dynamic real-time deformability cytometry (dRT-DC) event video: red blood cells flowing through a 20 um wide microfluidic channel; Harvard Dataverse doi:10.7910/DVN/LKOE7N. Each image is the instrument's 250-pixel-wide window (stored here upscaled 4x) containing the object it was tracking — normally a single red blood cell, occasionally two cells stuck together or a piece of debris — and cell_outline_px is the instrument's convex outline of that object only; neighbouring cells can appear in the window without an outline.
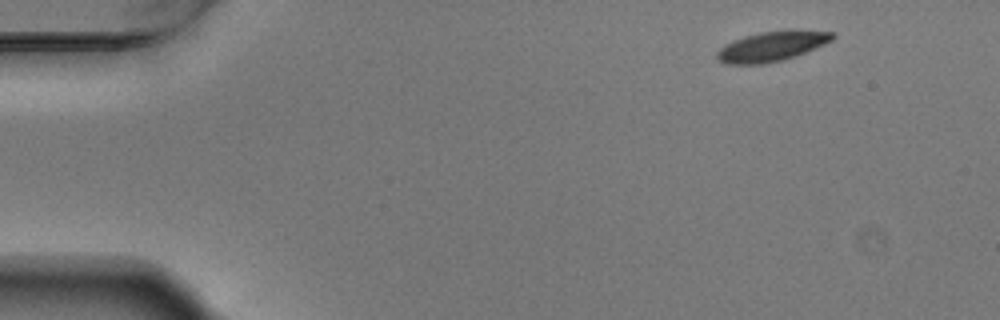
{"species": "Egyptian fruit bat (a non-hibernating species)", "species_latin": "Rousettus aegyptiacus", "temperature_condition": "warm", "stored_images_in_passage": 4, "camera_frame_rate_fps": 3000, "um_per_image_px": 0.085, "animal": {"sex": "male"}, "frame": {"image": 1, "passage_image": 1, "time_ms": 0.0, "image_size_px": [1000, 320], "cell_outline_px": [[836, 36], [832, 40], [824, 44], [804, 52], [780, 60], [760, 64], [728, 64], [720, 60], [716, 56], [716, 52], [724, 44], [732, 40], [744, 36], [760, 32], [836, 32]], "centroid_in_image_um": [65.51, 3.96], "position_along_channel_um": 19.5, "area_um2": 19.19}}
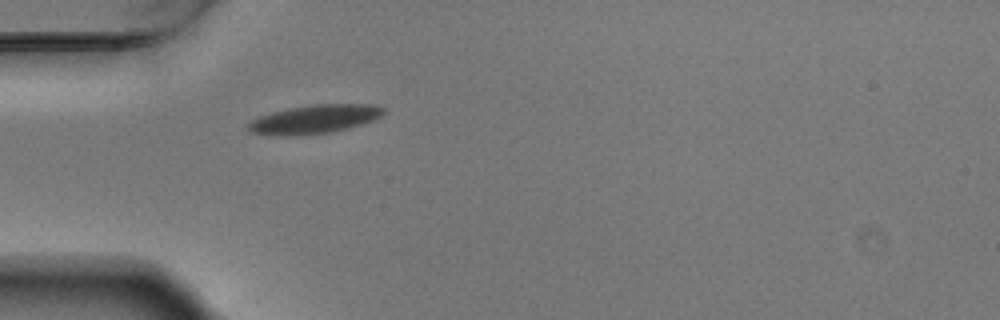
{"frame": {"image": 2, "passage_image": 4, "time_ms": 1.0, "image_size_px": [1000, 320], "cell_outline_px": [[384, 112], [380, 116], [372, 120], [348, 128], [332, 132], [288, 136], [252, 132], [248, 128], [248, 124], [252, 120], [260, 116], [272, 112], [288, 108], [316, 104], [372, 104], [384, 108]], "centroid_in_image_um": [26.75, 10.12], "position_along_channel_um": 58.3, "area_um2": 22.2}}